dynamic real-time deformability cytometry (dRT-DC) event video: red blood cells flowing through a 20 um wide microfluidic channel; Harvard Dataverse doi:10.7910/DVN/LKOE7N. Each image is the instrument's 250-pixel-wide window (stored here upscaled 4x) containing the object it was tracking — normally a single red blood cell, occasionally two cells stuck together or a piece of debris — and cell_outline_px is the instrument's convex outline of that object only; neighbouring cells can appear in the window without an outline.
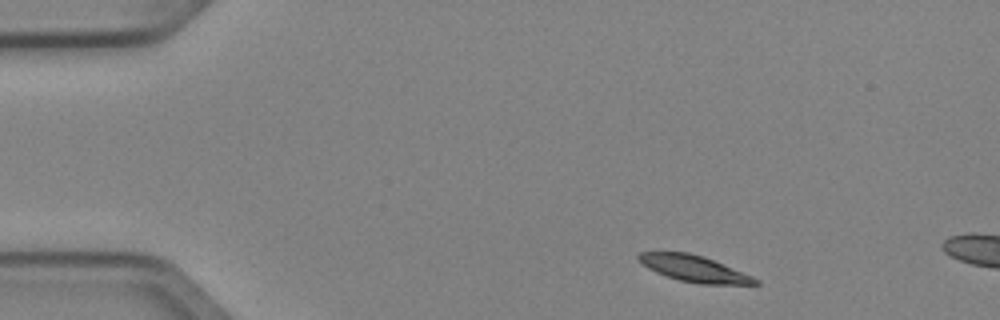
{"species": "Egyptian fruit bat (a non-hibernating species)", "species_latin": "Rousettus aegyptiacus", "temperature_condition": "cold", "stored_images_in_passage": 3, "camera_frame_rate_fps": 3000, "um_per_image_px": 0.085, "animal": {"sex": "female"}, "frame": {"image": 1, "passage_image": 1, "time_ms": 0.0, "image_size_px": [1000, 320], "cell_outline_px": [[760, 284], [700, 284], [680, 280], [656, 272], [648, 268], [636, 260], [636, 256], [640, 252], [688, 252], [704, 256], [752, 276], [760, 280]], "centroid_in_image_um": [58.97, 22.82], "position_along_channel_um": 26.0, "area_um2": 17.8}}